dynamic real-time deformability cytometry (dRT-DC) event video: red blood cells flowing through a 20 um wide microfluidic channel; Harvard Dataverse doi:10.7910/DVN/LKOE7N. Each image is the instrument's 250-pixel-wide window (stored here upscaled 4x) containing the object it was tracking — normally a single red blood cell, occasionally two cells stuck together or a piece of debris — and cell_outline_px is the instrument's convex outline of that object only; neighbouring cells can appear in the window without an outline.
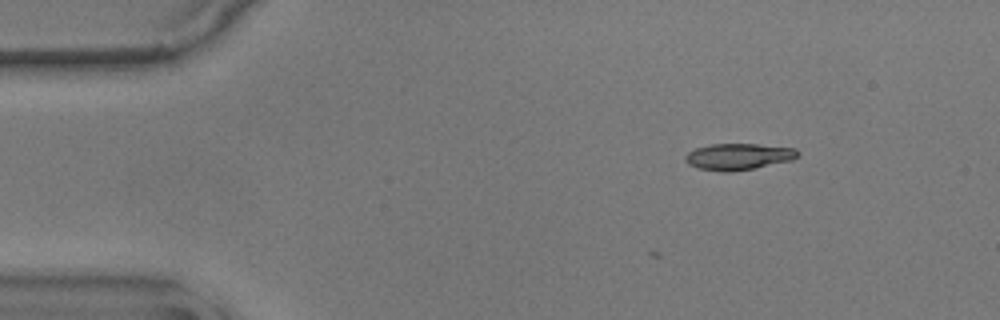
{"species": "common noctule bat (a hibernating species)", "species_latin": "Nyctalus noctula", "temperature_condition": "warm", "stored_images_in_passage": 4, "camera_frame_rate_fps": 3000, "um_per_image_px": 0.085, "animal": {"sex": "male", "body_mass_g": 17.9}, "frame": {"image": 1, "passage_image": 1, "time_ms": 0.0, "image_size_px": [1000, 320], "cell_outline_px": [[800, 152], [792, 160], [732, 172], [720, 172], [700, 168], [688, 164], [684, 160], [684, 156], [688, 152], [696, 148], [712, 144], [756, 144], [796, 148]], "centroid_in_image_um": [62.74, 13.31], "position_along_channel_um": 22.3, "area_um2": 17.22}}